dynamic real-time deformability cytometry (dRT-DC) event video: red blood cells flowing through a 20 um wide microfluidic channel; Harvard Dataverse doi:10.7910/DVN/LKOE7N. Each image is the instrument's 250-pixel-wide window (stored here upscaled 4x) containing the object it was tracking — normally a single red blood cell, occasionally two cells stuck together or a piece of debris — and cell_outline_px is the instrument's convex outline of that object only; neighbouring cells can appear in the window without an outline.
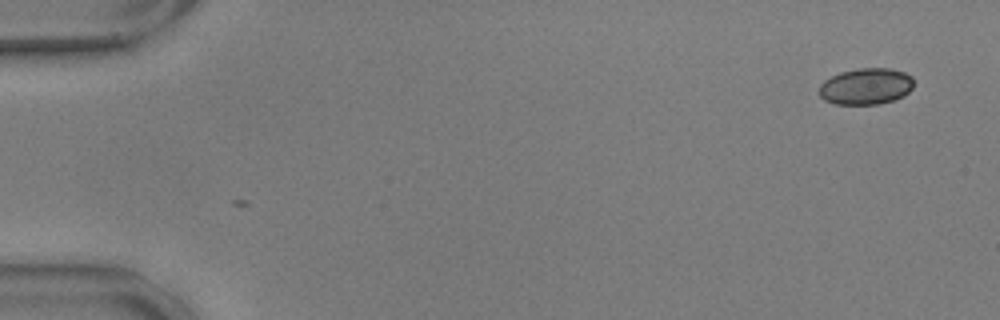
{"species": "common noctule bat (a hibernating species)", "species_latin": "Nyctalus noctula", "temperature_condition": "warm", "stored_images_in_passage": 6, "camera_frame_rate_fps": 3000, "um_per_image_px": 0.085, "animal": {"sex": "male", "body_mass_g": 17.9, "forearm_length_mm": 54.2}, "frame": {"image": 1, "passage_image": 6, "time_ms": 1.667, "image_size_px": [1000, 320], "cell_outline_px": [[912, 88], [904, 96], [896, 100], [880, 104], [836, 104], [824, 100], [820, 96], [820, 84], [824, 80], [840, 72], [856, 68], [892, 68], [904, 72], [912, 76]], "centroid_in_image_um": [73.62, 7.34], "position_along_channel_um": 11.4, "area_um2": 20.23}}